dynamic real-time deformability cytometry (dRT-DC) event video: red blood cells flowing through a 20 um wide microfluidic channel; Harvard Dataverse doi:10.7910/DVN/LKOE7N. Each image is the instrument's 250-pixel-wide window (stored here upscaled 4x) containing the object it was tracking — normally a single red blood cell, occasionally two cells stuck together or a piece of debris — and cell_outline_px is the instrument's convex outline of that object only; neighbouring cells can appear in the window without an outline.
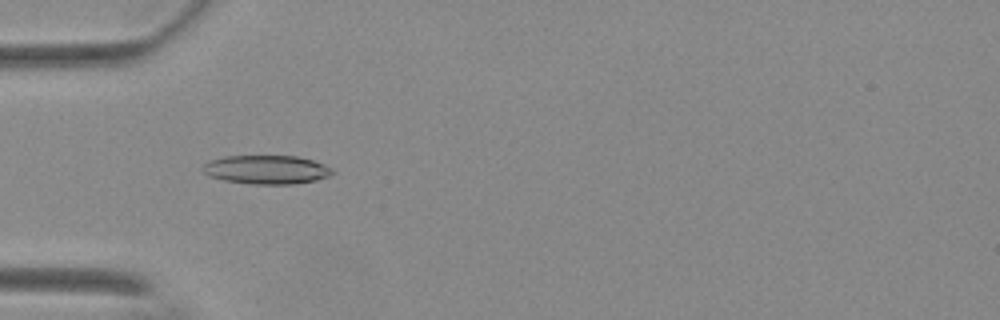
{"species": "Egyptian fruit bat (a non-hibernating species)", "species_latin": "Rousettus aegyptiacus", "temperature_condition": "warm", "stored_images_in_passage": 50, "camera_frame_rate_fps": 3000, "um_per_image_px": 0.085, "animal": {"sex": "female"}, "frame": {"image": 1, "passage_image": 12, "time_ms": 3.667, "image_size_px": [1000, 320], "cell_outline_px": [[332, 172], [324, 176], [312, 180], [288, 184], [256, 184], [228, 180], [212, 176], [204, 172], [204, 164], [212, 160], [228, 156], [296, 156], [312, 160], [328, 168]], "centroid_in_image_um": [22.6, 14.4], "position_along_channel_um": 62.4, "area_um2": 20.63}}
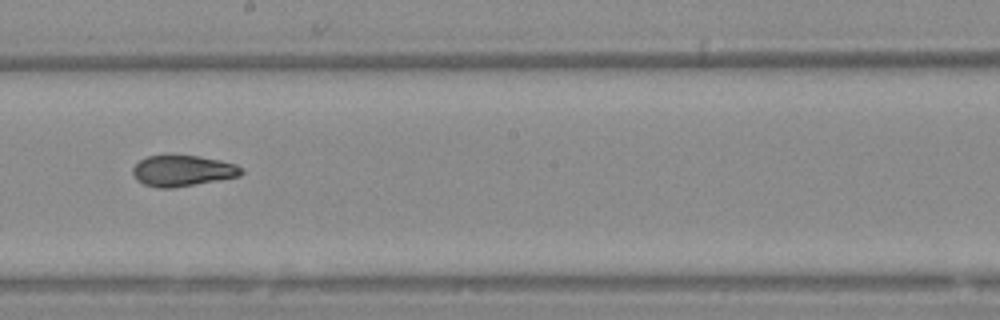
{"frame": {"image": 2, "passage_image": 26, "time_ms": 8.333, "image_size_px": [1000, 320], "cell_outline_px": [[244, 172], [240, 176], [172, 188], [160, 188], [144, 184], [132, 172], [132, 168], [140, 160], [148, 156], [196, 156], [236, 164]], "centroid_in_image_um": [15.52, 14.52], "position_along_channel_um": 232.7, "area_um2": 19.02}}
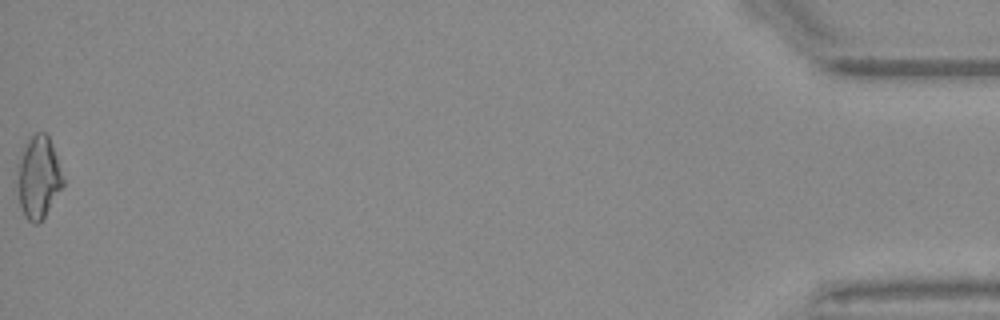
{"frame": {"image": 3, "passage_image": 50, "time_ms": 16.333, "image_size_px": [1000, 320], "cell_outline_px": [[64, 184], [44, 216], [36, 224], [32, 224], [24, 216], [20, 204], [20, 164], [24, 148], [28, 140], [36, 132], [44, 132], [48, 136], [56, 156], [64, 180]], "centroid_in_image_um": [3.31, 15.09], "position_along_channel_um": 431.9, "area_um2": 20.69}, "authors_computed_cell_mechanics": {"area_um2": 19.9121, "velocity_mm_per_s": 3.6969, "shape_relaxation_time_tau1_ms": null, "shape_relaxation_time_tau2_ms": 2.4869, "deformation_change_tau1": null, "deformation_change_tau2": 0.0791}}